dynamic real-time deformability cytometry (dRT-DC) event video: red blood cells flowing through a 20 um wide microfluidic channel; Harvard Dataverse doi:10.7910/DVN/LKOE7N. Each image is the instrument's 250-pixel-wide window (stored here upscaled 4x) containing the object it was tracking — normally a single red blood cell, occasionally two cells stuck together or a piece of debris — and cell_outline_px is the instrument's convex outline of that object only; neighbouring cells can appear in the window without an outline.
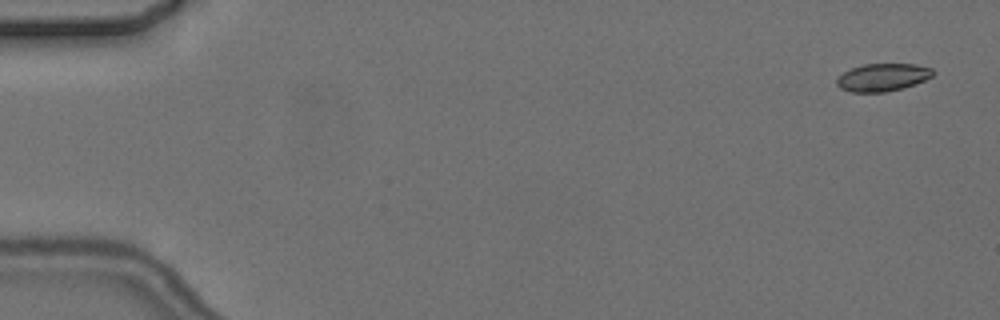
{"species": "common noctule bat (a hibernating species)", "species_latin": "Nyctalus noctula", "temperature_condition": "cold", "stored_images_in_passage": 6, "camera_frame_rate_fps": 3000, "um_per_image_px": 0.085, "animal": {"sex": "female", "body_mass_g": 24.6, "forearm_length_mm": 56.2}, "frame": {"image": 1, "passage_image": 1, "time_ms": 0.0, "image_size_px": [1000, 320], "cell_outline_px": [[936, 72], [932, 76], [924, 80], [900, 88], [884, 92], [852, 92], [840, 88], [836, 84], [836, 80], [844, 72], [852, 68], [864, 64], [916, 64], [932, 68]], "centroid_in_image_um": [75.02, 6.56], "position_along_channel_um": 10.0, "area_um2": 15.32}}